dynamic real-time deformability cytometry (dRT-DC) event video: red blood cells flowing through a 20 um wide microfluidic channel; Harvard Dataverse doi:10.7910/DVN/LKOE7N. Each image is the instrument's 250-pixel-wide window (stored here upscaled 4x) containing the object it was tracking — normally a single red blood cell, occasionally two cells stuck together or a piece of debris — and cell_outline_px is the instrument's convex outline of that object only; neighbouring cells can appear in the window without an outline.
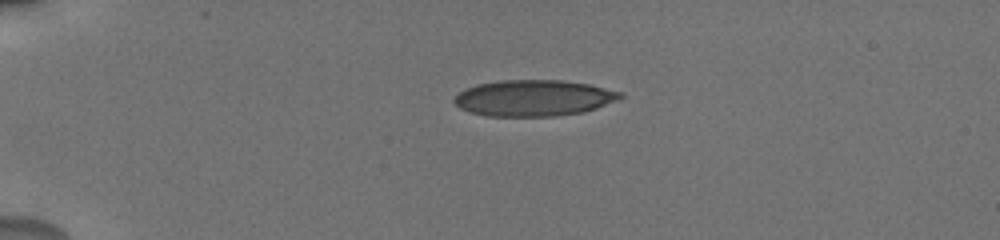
{"species": "human", "species_latin": "Homo sapiens", "temperature_condition": "cold", "stored_images_in_passage": 8, "camera_frame_rate_fps": 3000, "um_per_image_px": 0.085, "donor": {"sex": "male"}, "frame": {"image": 1, "passage_image": 1, "time_ms": 0.0, "image_size_px": [1000, 240], "cell_outline_px": [[624, 96], [620, 100], [584, 112], [556, 116], [488, 116], [468, 112], [460, 108], [452, 100], [460, 92], [476, 84], [500, 80], [560, 80], [588, 84], [620, 92]], "centroid_in_image_um": [45.37, 8.34], "position_along_channel_um": 39.6, "area_um2": 35.03}}